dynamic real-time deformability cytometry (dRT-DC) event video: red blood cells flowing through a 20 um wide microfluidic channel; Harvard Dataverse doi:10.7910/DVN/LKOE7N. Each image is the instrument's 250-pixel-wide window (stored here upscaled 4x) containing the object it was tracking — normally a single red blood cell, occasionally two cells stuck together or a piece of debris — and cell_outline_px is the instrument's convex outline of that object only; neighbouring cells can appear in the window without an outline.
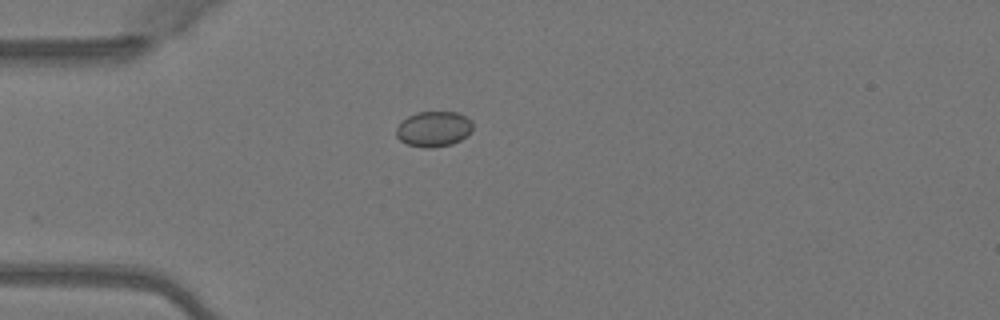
{"species": "Egyptian fruit bat (a non-hibernating species)", "species_latin": "Rousettus aegyptiacus", "temperature_condition": "warm", "stored_images_in_passage": 1, "camera_frame_rate_fps": 3000, "um_per_image_px": 0.085, "animal": {"sex": "female"}, "frame": {"image": 1, "passage_image": 1, "time_ms": 0.0, "image_size_px": [1000, 320], "cell_outline_px": [[472, 128], [460, 140], [452, 144], [432, 148], [424, 148], [408, 144], [400, 140], [396, 136], [396, 128], [408, 116], [416, 112], [456, 112], [468, 116], [472, 120]], "centroid_in_image_um": [36.86, 10.96], "position_along_channel_um": 48.1, "area_um2": 15.72}}